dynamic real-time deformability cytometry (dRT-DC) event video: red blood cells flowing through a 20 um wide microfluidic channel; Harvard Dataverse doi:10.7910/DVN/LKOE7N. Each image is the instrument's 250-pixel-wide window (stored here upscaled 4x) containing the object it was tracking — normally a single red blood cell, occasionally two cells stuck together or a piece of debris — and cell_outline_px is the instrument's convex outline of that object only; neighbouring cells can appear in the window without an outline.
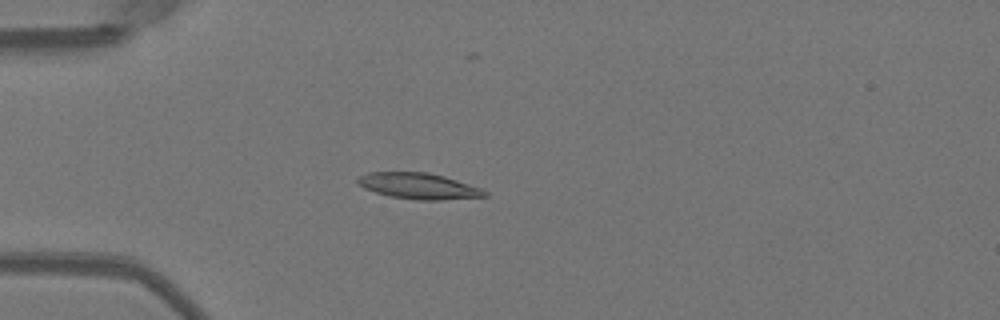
{"species": "Egyptian fruit bat (a non-hibernating species)", "species_latin": "Rousettus aegyptiacus", "temperature_condition": "warm", "stored_images_in_passage": 52, "camera_frame_rate_fps": 3000, "um_per_image_px": 0.085, "animal": {"sex": "female"}, "frame": {"image": 1, "passage_image": 15, "time_ms": 4.667, "image_size_px": [1000, 320], "cell_outline_px": [[488, 196], [440, 200], [416, 200], [388, 196], [364, 188], [356, 180], [360, 176], [368, 172], [428, 172], [444, 176], [480, 188], [488, 192]], "centroid_in_image_um": [35.58, 15.81], "position_along_channel_um": 49.4, "area_um2": 19.13}}
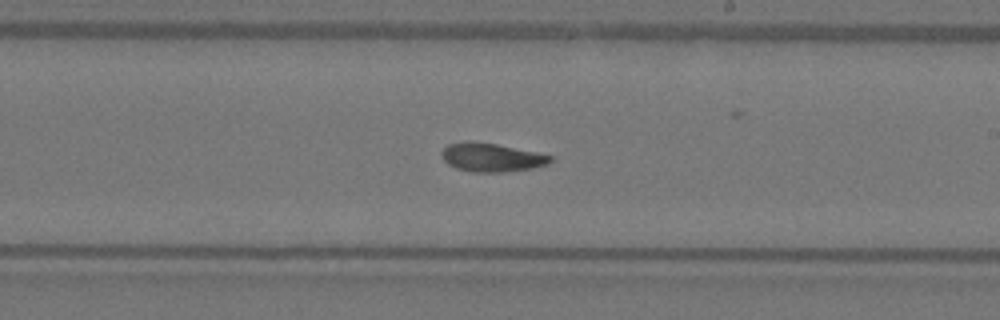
{"frame": {"image": 2, "passage_image": 31, "time_ms": 10.0, "image_size_px": [1000, 320], "cell_outline_px": [[552, 160], [548, 164], [532, 168], [504, 172], [472, 172], [456, 168], [448, 164], [440, 156], [440, 152], [448, 144], [496, 144], [536, 152], [552, 156]], "centroid_in_image_um": [41.81, 13.42], "position_along_channel_um": 247.2, "area_um2": 17.46}}
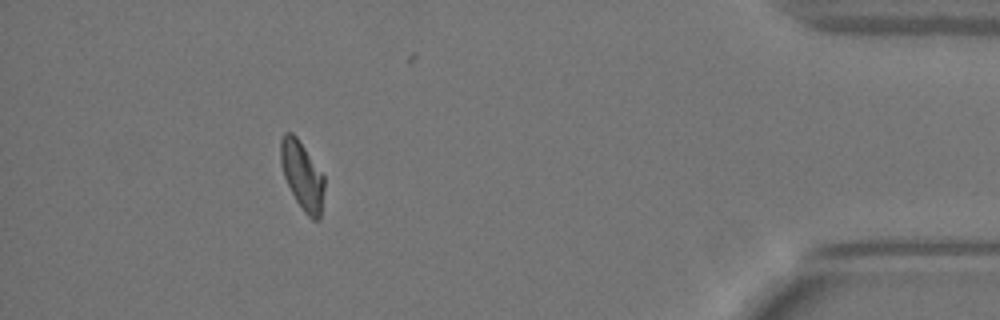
{"frame": {"image": 3, "passage_image": 47, "time_ms": 15.333, "image_size_px": [1000, 320], "cell_outline_px": [[324, 188], [320, 220], [312, 220], [304, 212], [296, 200], [284, 176], [280, 164], [280, 140], [284, 132], [292, 132], [296, 136], [324, 176]], "centroid_in_image_um": [25.67, 14.92], "position_along_channel_um": 409.5, "area_um2": 17.22}, "authors_computed_cell_mechanics": {"area_um2": 18.2648, "velocity_mm_per_s": 4.0076, "shape_relaxation_time_tau1_ms": 8.5118, "shape_relaxation_time_tau2_ms": 9.9378, "deformation_change_tau1": 0.2266, "deformation_change_tau2": 0.1633}}